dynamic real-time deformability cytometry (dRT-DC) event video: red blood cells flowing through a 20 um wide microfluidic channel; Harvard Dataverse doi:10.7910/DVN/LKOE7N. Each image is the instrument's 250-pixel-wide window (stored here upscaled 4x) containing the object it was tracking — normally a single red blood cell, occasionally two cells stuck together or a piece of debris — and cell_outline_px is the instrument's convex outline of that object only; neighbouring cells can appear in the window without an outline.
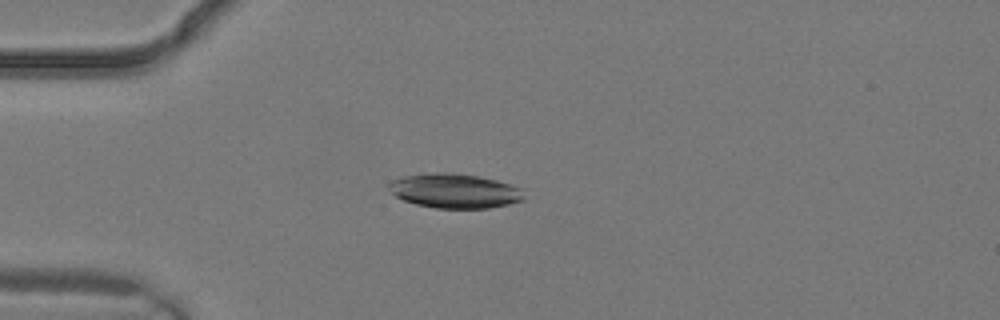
{"species": "common noctule bat (a hibernating species)", "species_latin": "Nyctalus noctula", "temperature_condition": "warm", "stored_images_in_passage": 1, "camera_frame_rate_fps": 3000, "um_per_image_px": 0.085, "animal": {"sex": "male", "body_mass_g": 19.2, "forearm_length_mm": 51.8}, "frame": {"image": 1, "passage_image": 1, "time_ms": 0.0, "image_size_px": [1000, 320], "cell_outline_px": [[524, 200], [508, 204], [488, 208], [436, 208], [416, 204], [404, 200], [396, 196], [388, 188], [388, 184], [392, 180], [404, 176], [436, 172], [448, 172], [480, 176], [496, 180], [520, 188], [524, 196]], "centroid_in_image_um": [38.64, 16.22], "position_along_channel_um": 46.4, "area_um2": 26.99}}